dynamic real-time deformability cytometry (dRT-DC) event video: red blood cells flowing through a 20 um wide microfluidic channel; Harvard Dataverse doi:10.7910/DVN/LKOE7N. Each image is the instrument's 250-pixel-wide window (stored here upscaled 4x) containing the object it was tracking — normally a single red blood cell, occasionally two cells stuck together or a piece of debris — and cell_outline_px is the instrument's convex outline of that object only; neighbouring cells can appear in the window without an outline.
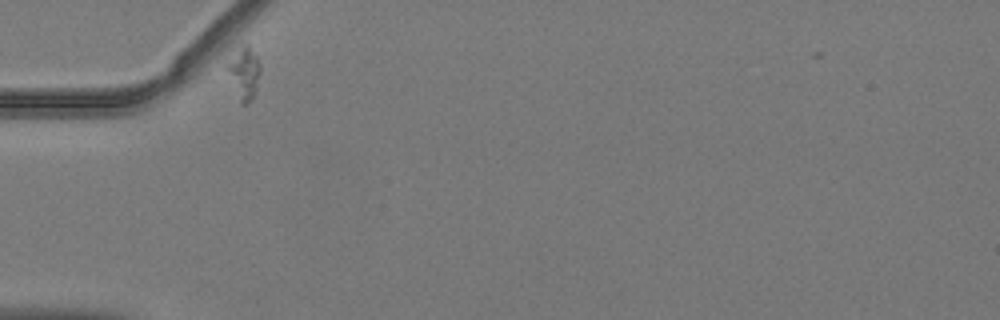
{"species": "common noctule bat (a hibernating species)", "species_latin": "Nyctalus noctula", "temperature_condition": "warm", "stored_images_in_passage": 31, "camera_frame_rate_fps": 3000, "um_per_image_px": 0.085, "animal": {"sex": "male", "body_mass_g": 19.2, "forearm_length_mm": 51.8}, "frame": {"image": 1, "passage_image": 2, "time_ms": 0.333, "image_size_px": [1000, 320], "cell_outline_px": [[260, 72], [256, 92], [252, 100], [244, 104], [240, 104], [224, 68], [224, 64], [244, 44], [248, 44], [256, 56], [260, 64]], "centroid_in_image_um": [20.71, 6.24], "position_along_channel_um": 64.3, "area_um2": 10.29}}